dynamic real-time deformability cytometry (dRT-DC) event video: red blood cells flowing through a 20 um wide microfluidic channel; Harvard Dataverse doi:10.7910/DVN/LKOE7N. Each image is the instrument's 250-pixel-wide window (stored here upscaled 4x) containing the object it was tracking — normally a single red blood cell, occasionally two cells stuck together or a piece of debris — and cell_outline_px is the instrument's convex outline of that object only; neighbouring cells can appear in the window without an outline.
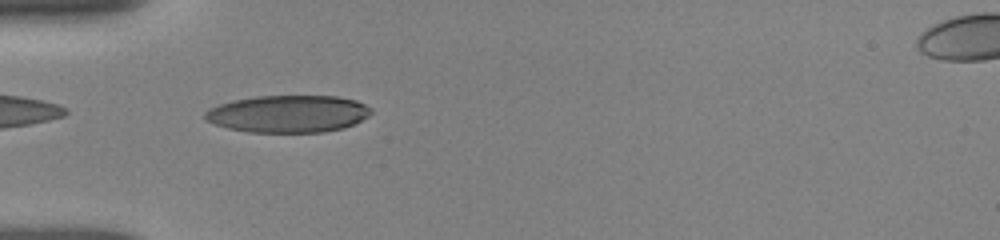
{"species": "human", "species_latin": "Homo sapiens", "temperature_condition": "room temperature", "stored_images_in_passage": 14, "camera_frame_rate_fps": 3000, "um_per_image_px": 0.085, "donor": {"sex": "female"}, "frame": {"image": 1, "passage_image": 1, "time_ms": 0.0, "image_size_px": [1000, 240], "cell_outline_px": [[372, 112], [368, 116], [344, 128], [324, 132], [248, 132], [228, 128], [204, 120], [204, 112], [208, 108], [232, 100], [256, 96], [336, 96], [356, 100], [372, 108]], "centroid_in_image_um": [24.47, 9.67], "position_along_channel_um": 60.5, "area_um2": 36.13}}
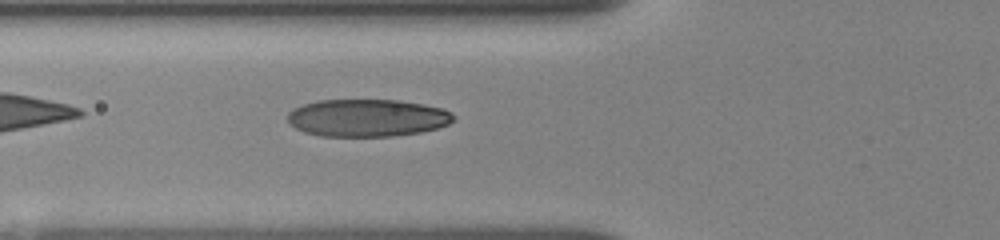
{"frame": {"image": 2, "passage_image": 6, "time_ms": 1.0, "image_size_px": [1000, 240], "cell_outline_px": [[456, 116], [448, 124], [436, 128], [420, 132], [392, 136], [320, 136], [304, 132], [296, 128], [288, 120], [288, 112], [292, 108], [304, 104], [320, 100], [400, 100], [424, 104], [440, 108], [452, 112]], "centroid_in_image_um": [31.21, 10.01], "position_along_channel_um": 94.6, "area_um2": 36.18}}
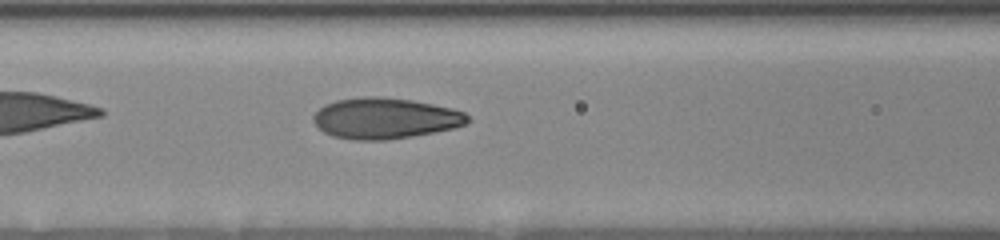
{"frame": {"image": 3, "passage_image": 13, "time_ms": 2.0, "image_size_px": [1000, 240], "cell_outline_px": [[468, 120], [464, 124], [456, 128], [412, 136], [388, 140], [352, 140], [332, 136], [324, 132], [312, 120], [312, 116], [324, 104], [336, 100], [356, 96], [380, 96], [412, 100], [452, 108], [464, 112], [468, 116]], "centroid_in_image_um": [32.7, 10.05], "position_along_channel_um": 133.9, "area_um2": 36.99}}